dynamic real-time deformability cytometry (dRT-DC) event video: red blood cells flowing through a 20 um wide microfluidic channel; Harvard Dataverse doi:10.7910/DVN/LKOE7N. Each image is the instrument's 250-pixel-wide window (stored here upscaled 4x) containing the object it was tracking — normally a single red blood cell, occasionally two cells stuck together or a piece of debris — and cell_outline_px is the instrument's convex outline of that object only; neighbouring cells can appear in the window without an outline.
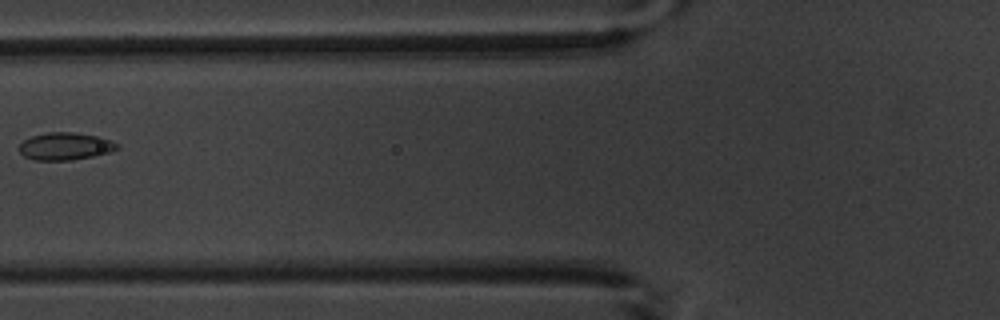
{"species": "common noctule bat (a hibernating species)", "species_latin": "Nyctalus noctula", "temperature_condition": "warm", "stored_images_in_passage": 8, "camera_frame_rate_fps": 3000, "um_per_image_px": 0.085, "animal": {"sex": "male", "body_mass_g": 20.1, "forearm_length_mm": 53.5}, "frame": {"image": 1, "passage_image": 7, "time_ms": 7.0, "image_size_px": [1000, 320], "cell_outline_px": [[120, 148], [96, 156], [72, 160], [36, 160], [24, 156], [16, 148], [24, 140], [32, 136], [48, 132], [72, 132], [100, 136], [112, 140], [120, 144]], "centroid_in_image_um": [5.58, 12.43], "position_along_channel_um": 120.2, "area_um2": 15.9}}
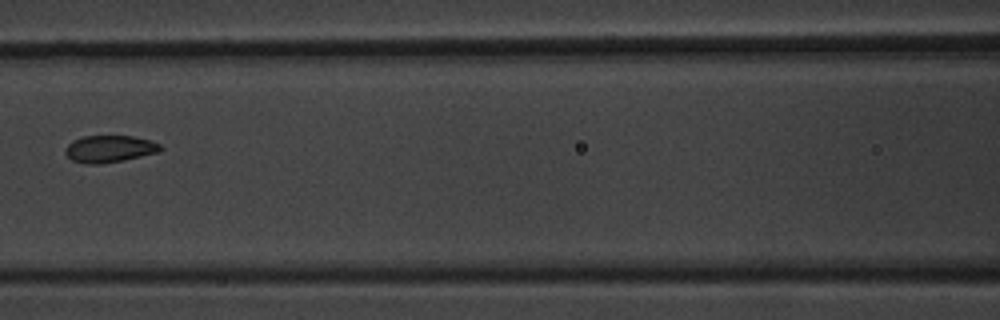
{"frame": {"image": 2, "passage_image": 8, "time_ms": 8.0, "image_size_px": [1000, 320], "cell_outline_px": [[164, 148], [160, 152], [124, 160], [100, 164], [84, 164], [72, 160], [64, 152], [64, 148], [72, 140], [84, 136], [132, 136], [148, 140], [160, 144]], "centroid_in_image_um": [9.3, 12.66], "position_along_channel_um": 157.3, "area_um2": 15.09}}